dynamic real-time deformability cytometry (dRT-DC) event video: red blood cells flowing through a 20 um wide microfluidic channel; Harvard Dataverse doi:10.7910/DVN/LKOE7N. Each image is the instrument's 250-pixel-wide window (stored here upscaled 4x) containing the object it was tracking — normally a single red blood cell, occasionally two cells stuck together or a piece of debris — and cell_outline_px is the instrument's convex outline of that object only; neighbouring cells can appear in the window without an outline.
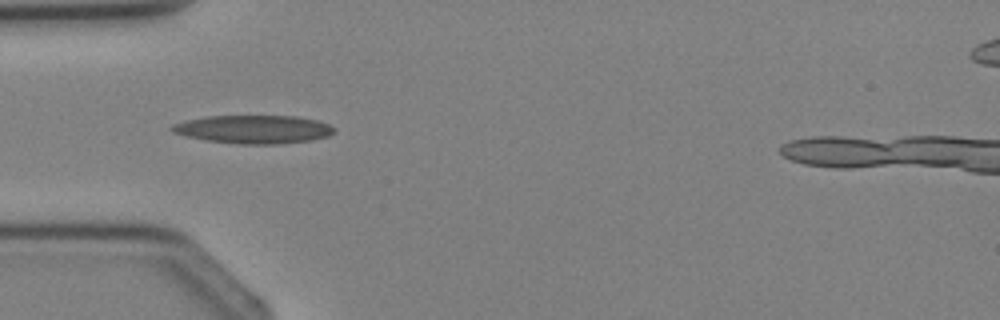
{"species": "Egyptian fruit bat (a non-hibernating species)", "species_latin": "Rousettus aegyptiacus", "temperature_condition": "cold", "stored_images_in_passage": 2, "camera_frame_rate_fps": 3000, "um_per_image_px": 0.085, "animal": {"sex": "female"}, "frame": {"image": 1, "passage_image": 2, "time_ms": 1.0, "image_size_px": [1000, 320], "cell_outline_px": [[336, 132], [328, 136], [312, 140], [276, 144], [240, 144], [208, 140], [184, 136], [172, 132], [168, 128], [172, 124], [184, 120], [208, 116], [296, 116], [316, 120], [328, 124], [336, 128]], "centroid_in_image_um": [21.54, 10.99], "position_along_channel_um": 63.5, "area_um2": 26.88}}